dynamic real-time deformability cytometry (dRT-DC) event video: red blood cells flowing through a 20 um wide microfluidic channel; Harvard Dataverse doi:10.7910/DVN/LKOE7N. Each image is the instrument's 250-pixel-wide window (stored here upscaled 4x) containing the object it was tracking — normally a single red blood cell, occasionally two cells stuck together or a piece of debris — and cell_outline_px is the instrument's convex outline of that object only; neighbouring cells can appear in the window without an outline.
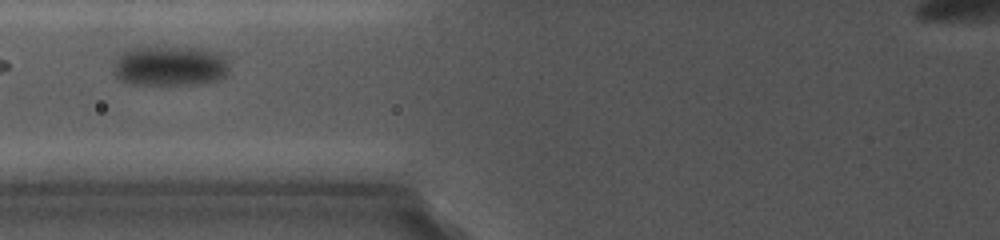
{"species": "common noctule bat (a hibernating species)", "species_latin": "Nyctalus noctula", "temperature_condition": "cold", "stored_images_in_passage": 11, "camera_frame_rate_fps": 5000, "um_per_image_px": 0.085, "animal": {"sex": "female", "body_mass_g": 19.0, "forearm_length_mm": 56.7}, "frame": {"image": 1, "passage_image": 4, "time_ms": 2.6, "image_size_px": [1000, 240], "cell_outline_px": [[228, 68], [220, 76], [208, 80], [172, 84], [152, 84], [124, 80], [116, 76], [112, 60], [120, 52], [128, 48], [200, 48], [212, 52], [220, 56], [224, 60]], "centroid_in_image_um": [14.29, 5.56], "position_along_channel_um": 111.5, "area_um2": 25.37}}